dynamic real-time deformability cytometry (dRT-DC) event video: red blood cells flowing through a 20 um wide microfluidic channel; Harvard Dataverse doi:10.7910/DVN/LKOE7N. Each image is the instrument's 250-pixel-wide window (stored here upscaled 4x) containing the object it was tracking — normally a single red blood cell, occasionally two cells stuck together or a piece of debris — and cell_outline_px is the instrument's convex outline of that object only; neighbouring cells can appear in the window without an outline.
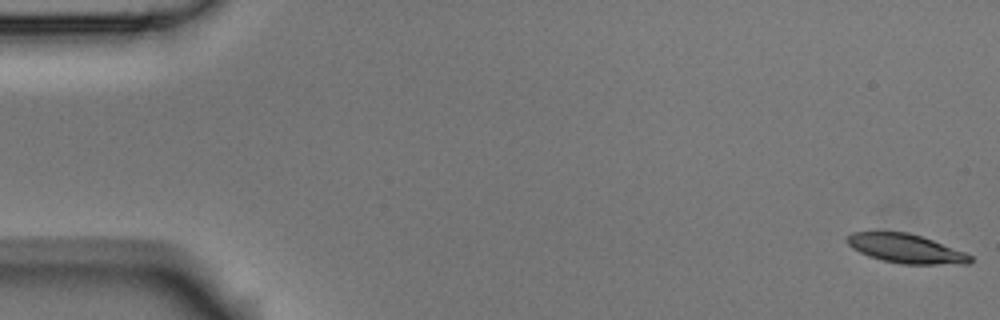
{"species": "Egyptian fruit bat (a non-hibernating species)", "species_latin": "Rousettus aegyptiacus", "temperature_condition": "room temperature", "stored_images_in_passage": 6, "segment_of_instrument_passage": [1, 2], "camera_frame_rate_fps": 3000, "um_per_image_px": 0.085, "animal": {"sex": "male"}, "frame": {"image": 1, "passage_image": 1, "time_ms": 0.0, "image_size_px": [1000, 320], "cell_outline_px": [[972, 260], [968, 264], [900, 264], [868, 256], [852, 248], [848, 244], [848, 236], [852, 232], [908, 232], [932, 240], [964, 252], [972, 256]], "centroid_in_image_um": [77.01, 21.14], "position_along_channel_um": 8.0, "area_um2": 20.52}}